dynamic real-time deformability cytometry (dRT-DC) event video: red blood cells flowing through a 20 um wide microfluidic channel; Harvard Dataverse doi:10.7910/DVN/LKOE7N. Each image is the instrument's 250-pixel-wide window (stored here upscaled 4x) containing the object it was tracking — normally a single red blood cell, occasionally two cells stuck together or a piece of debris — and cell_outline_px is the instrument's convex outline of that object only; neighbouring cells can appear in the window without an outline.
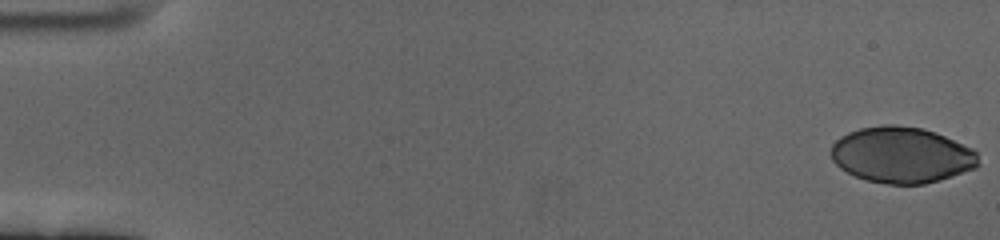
{"species": "human", "species_latin": "Homo sapiens", "temperature_condition": "cold", "stored_images_in_passage": 42, "camera_frame_rate_fps": 3000, "um_per_image_px": 0.085, "donor": {"sex": "female"}, "frame": {"image": 1, "passage_image": 1, "time_ms": 0.0, "image_size_px": [1000, 240], "cell_outline_px": [[980, 164], [976, 168], [924, 184], [888, 184], [864, 180], [840, 168], [832, 160], [832, 144], [840, 136], [848, 132], [860, 128], [884, 124], [896, 124], [924, 128], [936, 132], [972, 148], [976, 152]], "centroid_in_image_um": [76.63, 13.16], "position_along_channel_um": 8.4, "area_um2": 48.21}}
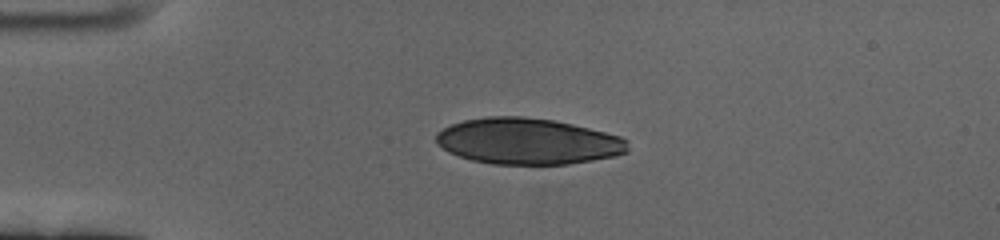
{"frame": {"image": 2, "passage_image": 15, "time_ms": 4.667, "image_size_px": [1000, 240], "cell_outline_px": [[628, 152], [616, 156], [568, 164], [492, 164], [472, 160], [448, 152], [436, 140], [436, 132], [452, 124], [464, 120], [488, 116], [524, 116], [556, 120], [620, 136], [628, 140]], "centroid_in_image_um": [44.88, 12.0], "position_along_channel_um": 40.1, "area_um2": 51.56}}